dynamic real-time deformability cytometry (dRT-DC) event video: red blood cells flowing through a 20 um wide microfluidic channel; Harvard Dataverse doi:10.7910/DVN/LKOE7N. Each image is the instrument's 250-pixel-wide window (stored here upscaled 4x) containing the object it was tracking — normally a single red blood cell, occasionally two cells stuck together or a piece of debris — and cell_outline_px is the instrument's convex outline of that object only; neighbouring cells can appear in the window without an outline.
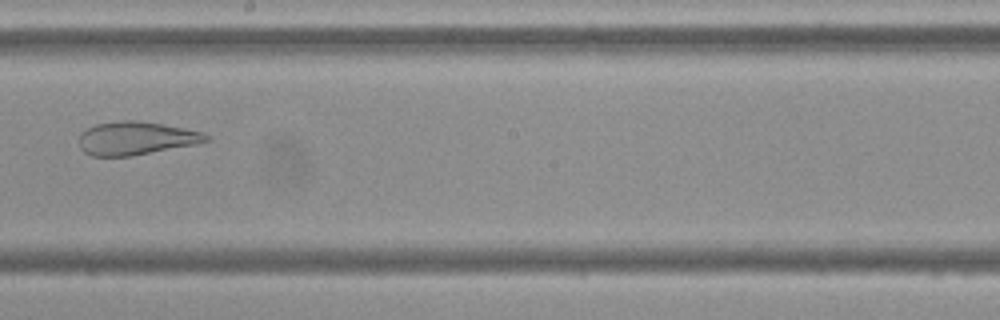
{"species": "Egyptian fruit bat (a non-hibernating species)", "species_latin": "Rousettus aegyptiacus", "temperature_condition": "cold", "stored_images_in_passage": 8, "camera_frame_rate_fps": 3000, "um_per_image_px": 0.085, "frame": {"image": 1, "passage_image": 8, "time_ms": 9.0, "image_size_px": [1000, 320], "cell_outline_px": [[212, 140], [200, 144], [132, 156], [92, 156], [84, 152], [80, 148], [80, 132], [96, 124], [120, 120], [136, 120], [184, 128], [204, 132]], "centroid_in_image_um": [11.6, 11.76], "position_along_channel_um": 236.6, "area_um2": 24.85}}